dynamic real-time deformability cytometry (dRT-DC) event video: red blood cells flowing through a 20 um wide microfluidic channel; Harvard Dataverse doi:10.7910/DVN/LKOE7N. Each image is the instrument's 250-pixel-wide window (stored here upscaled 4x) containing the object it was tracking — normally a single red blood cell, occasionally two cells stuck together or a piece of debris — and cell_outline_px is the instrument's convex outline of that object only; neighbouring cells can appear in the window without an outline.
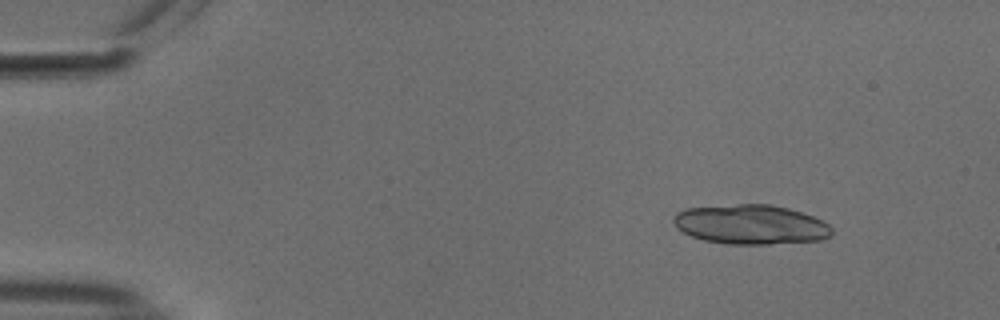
{"species": "common noctule bat (a hibernating species)", "species_latin": "Nyctalus noctula", "temperature_condition": "cold", "stored_images_in_passage": 39, "segment_of_instrument_passage": [1, 2], "camera_frame_rate_fps": 3000, "um_per_image_px": 0.085, "animal": {"sex": "male", "body_mass_g": 18.8}, "frame": {"image": 1, "passage_image": 7, "time_ms": 2.0, "image_size_px": [1000, 320], "cell_outline_px": [[832, 236], [820, 240], [768, 244], [728, 244], [704, 240], [692, 236], [676, 228], [672, 220], [676, 212], [688, 208], [736, 204], [768, 204], [788, 208], [824, 220], [832, 228]], "centroid_in_image_um": [63.82, 19.08], "position_along_channel_um": 21.2, "area_um2": 36.53}}